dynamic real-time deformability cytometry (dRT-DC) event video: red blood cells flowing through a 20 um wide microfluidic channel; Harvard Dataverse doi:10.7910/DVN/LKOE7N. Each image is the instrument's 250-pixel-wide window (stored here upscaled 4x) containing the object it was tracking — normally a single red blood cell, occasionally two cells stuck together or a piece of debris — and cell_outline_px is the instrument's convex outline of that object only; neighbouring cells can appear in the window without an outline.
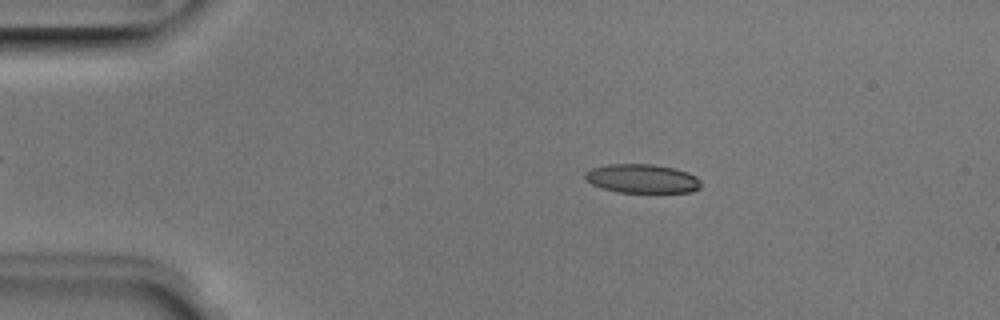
{"species": "Egyptian fruit bat (a non-hibernating species)", "species_latin": "Rousettus aegyptiacus", "temperature_condition": "room temperature", "stored_images_in_passage": 51, "camera_frame_rate_fps": 3000, "um_per_image_px": 0.085, "animal": {"sex": "male"}, "frame": {"image": 1, "passage_image": 9, "time_ms": 2.667, "image_size_px": [1000, 320], "cell_outline_px": [[700, 188], [692, 192], [616, 192], [600, 188], [592, 184], [584, 176], [584, 172], [592, 168], [608, 164], [652, 164], [676, 168], [688, 172], [696, 176], [700, 180]], "centroid_in_image_um": [54.58, 15.18], "position_along_channel_um": 30.4, "area_um2": 19.65}}
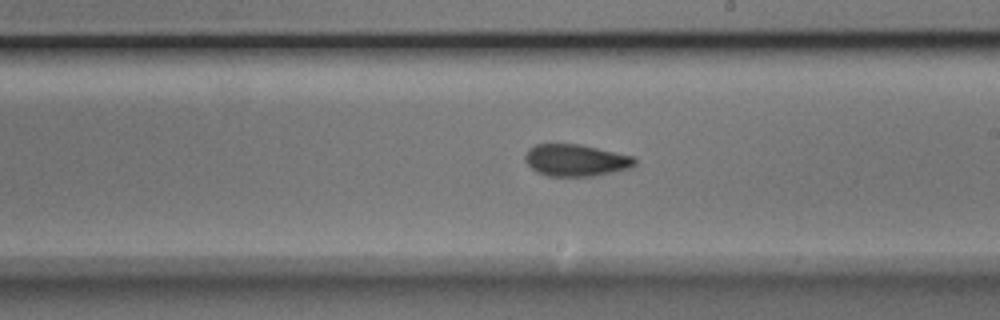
{"frame": {"image": 2, "passage_image": 29, "time_ms": 9.333, "image_size_px": [1000, 320], "cell_outline_px": [[636, 164], [632, 168], [592, 176], [548, 176], [536, 172], [524, 160], [524, 156], [528, 148], [536, 144], [580, 144], [632, 156], [636, 160]], "centroid_in_image_um": [48.92, 13.62], "position_along_channel_um": 240.1, "area_um2": 20.4}}
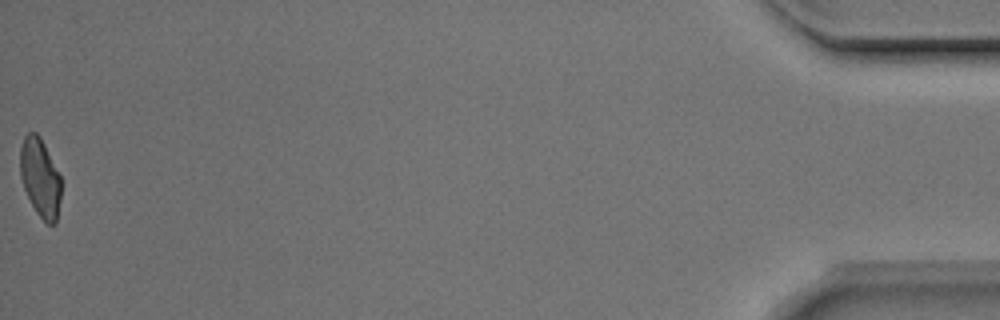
{"frame": {"image": 3, "passage_image": 51, "time_ms": 16.667, "image_size_px": [1000, 320], "cell_outline_px": [[60, 200], [56, 224], [48, 224], [36, 212], [24, 188], [20, 176], [20, 148], [24, 136], [28, 132], [36, 132], [40, 136], [60, 176]], "centroid_in_image_um": [3.4, 15.09], "position_along_channel_um": 431.8, "area_um2": 18.55}, "authors_computed_cell_mechanics": {"area_um2": 20.0566, "velocity_mm_per_s": 3.9544, "shape_relaxation_time_tau1_ms": null, "shape_relaxation_time_tau2_ms": 4.2116, "deformation_change_tau1": null, "deformation_change_tau2": 0.1007}}